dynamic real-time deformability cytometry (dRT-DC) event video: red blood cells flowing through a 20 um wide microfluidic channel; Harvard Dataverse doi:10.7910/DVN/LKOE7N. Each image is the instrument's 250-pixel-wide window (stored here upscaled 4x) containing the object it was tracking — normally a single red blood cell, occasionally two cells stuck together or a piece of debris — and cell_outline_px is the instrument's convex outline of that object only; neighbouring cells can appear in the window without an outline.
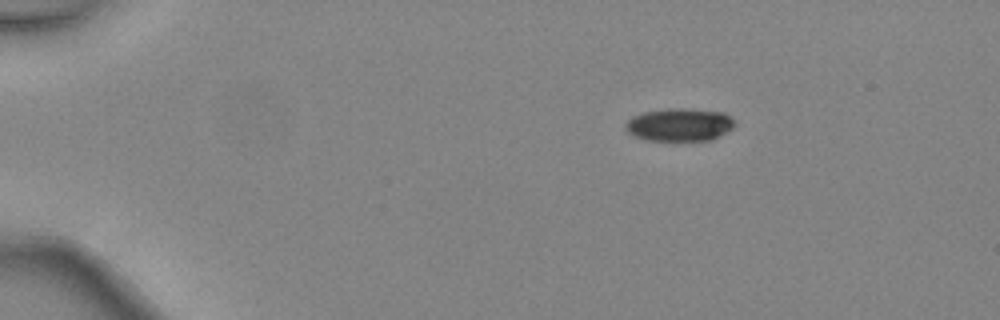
{"species": "common noctule bat (a hibernating species)", "species_latin": "Nyctalus noctula", "temperature_condition": "warm", "stored_images_in_passage": 3, "camera_frame_rate_fps": 3000, "um_per_image_px": 0.085, "animal": {"sex": "female", "body_mass_g": 24.6, "forearm_length_mm": 56.2}, "frame": {"image": 1, "passage_image": 1, "time_ms": 0.0, "image_size_px": [1000, 320], "cell_outline_px": [[736, 124], [732, 128], [712, 140], [644, 140], [632, 136], [624, 128], [624, 124], [632, 116], [644, 112], [668, 108], [688, 108], [724, 112], [732, 116]], "centroid_in_image_um": [57.75, 10.59], "position_along_channel_um": 27.3, "area_um2": 21.21}}